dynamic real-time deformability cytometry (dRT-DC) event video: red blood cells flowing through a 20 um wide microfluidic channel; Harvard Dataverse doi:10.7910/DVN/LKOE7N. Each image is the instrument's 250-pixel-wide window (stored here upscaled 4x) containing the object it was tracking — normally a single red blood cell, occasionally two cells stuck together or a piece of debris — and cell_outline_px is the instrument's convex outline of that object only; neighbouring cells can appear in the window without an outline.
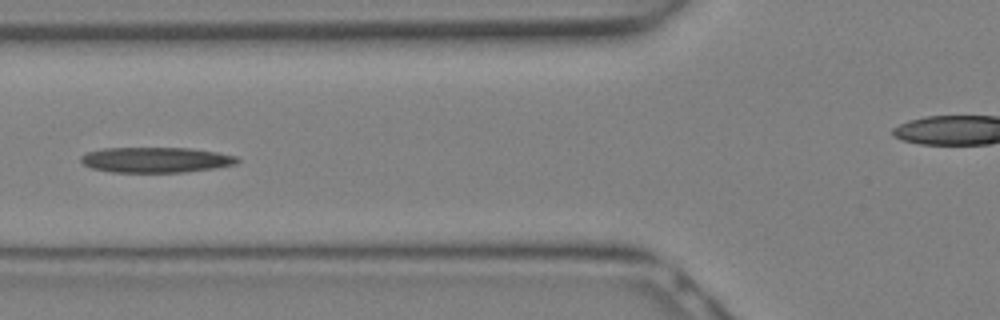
{"species": "Egyptian fruit bat (a non-hibernating species)", "species_latin": "Rousettus aegyptiacus", "temperature_condition": "warm", "stored_images_in_passage": 11, "camera_frame_rate_fps": 3000, "um_per_image_px": 0.085, "animal": {"sex": "female"}, "frame": {"image": 1, "passage_image": 10, "time_ms": 3.0, "image_size_px": [1000, 320], "cell_outline_px": [[240, 160], [236, 164], [216, 168], [184, 172], [112, 172], [92, 168], [84, 164], [80, 160], [80, 156], [84, 152], [104, 148], [188, 148], [216, 152], [236, 156]], "centroid_in_image_um": [13.22, 13.58], "position_along_channel_um": 112.6, "area_um2": 23.18}}